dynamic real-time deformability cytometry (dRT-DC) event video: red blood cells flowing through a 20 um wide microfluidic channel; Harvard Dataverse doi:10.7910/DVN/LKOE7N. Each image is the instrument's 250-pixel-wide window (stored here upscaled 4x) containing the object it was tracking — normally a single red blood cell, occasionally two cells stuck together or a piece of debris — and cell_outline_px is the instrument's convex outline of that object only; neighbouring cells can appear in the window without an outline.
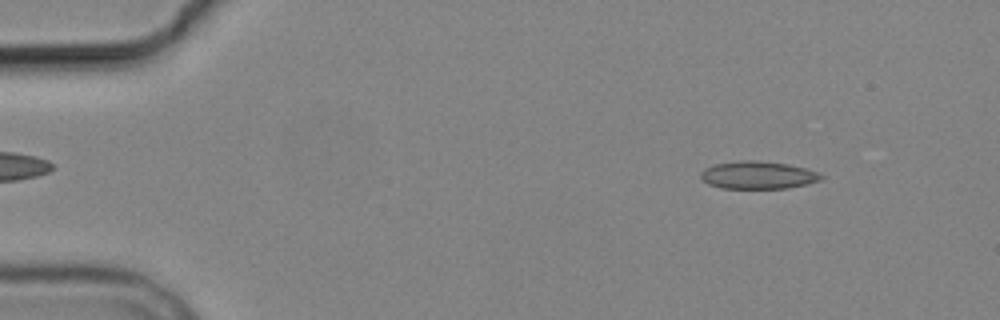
{"species": "common noctule bat (a hibernating species)", "species_latin": "Nyctalus noctula", "temperature_condition": "cold", "stored_images_in_passage": 3, "camera_frame_rate_fps": 3000, "um_per_image_px": 0.085, "animal": {"sex": "male", "body_mass_g": 19.2, "forearm_length_mm": 51.8}, "frame": {"image": 1, "passage_image": 1, "time_ms": 0.0, "image_size_px": [1000, 320], "cell_outline_px": [[824, 176], [820, 180], [808, 184], [788, 188], [720, 188], [708, 184], [700, 176], [700, 172], [704, 168], [716, 164], [744, 160], [756, 160], [788, 164], [804, 168], [816, 172]], "centroid_in_image_um": [64.41, 14.89], "position_along_channel_um": 20.6, "area_um2": 19.31}}
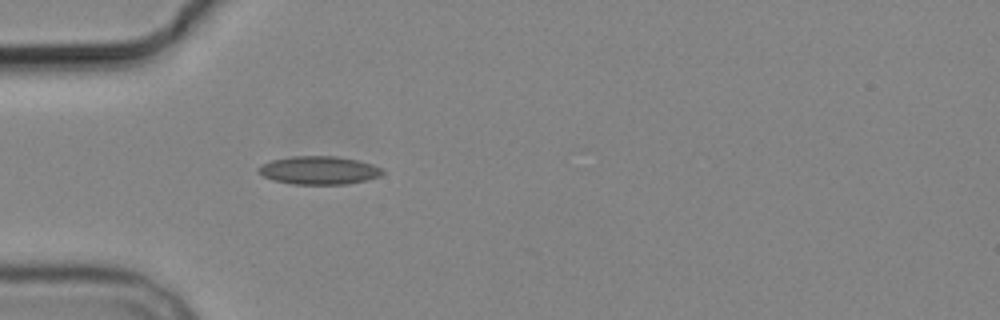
{"frame": {"image": 2, "passage_image": 3, "time_ms": 3.333, "image_size_px": [1000, 320], "cell_outline_px": [[384, 172], [380, 176], [348, 184], [292, 184], [272, 180], [264, 176], [256, 168], [260, 164], [272, 160], [292, 156], [336, 156], [356, 160], [372, 164], [384, 168]], "centroid_in_image_um": [27.1, 14.47], "position_along_channel_um": 57.9, "area_um2": 20.4}}